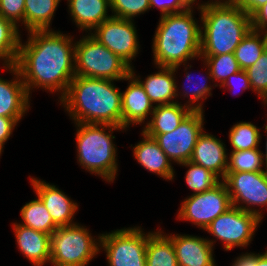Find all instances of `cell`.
I'll list each match as a JSON object with an SVG mask.
<instances>
[{"label": "cell", "mask_w": 267, "mask_h": 266, "mask_svg": "<svg viewBox=\"0 0 267 266\" xmlns=\"http://www.w3.org/2000/svg\"><path fill=\"white\" fill-rule=\"evenodd\" d=\"M25 45L20 41L15 63L25 84L30 90L43 87L52 92L66 94L75 77V43L72 37L50 30L29 31Z\"/></svg>", "instance_id": "cell-1"}, {"label": "cell", "mask_w": 267, "mask_h": 266, "mask_svg": "<svg viewBox=\"0 0 267 266\" xmlns=\"http://www.w3.org/2000/svg\"><path fill=\"white\" fill-rule=\"evenodd\" d=\"M112 82L75 76L60 101L75 123L122 127L121 91Z\"/></svg>", "instance_id": "cell-2"}, {"label": "cell", "mask_w": 267, "mask_h": 266, "mask_svg": "<svg viewBox=\"0 0 267 266\" xmlns=\"http://www.w3.org/2000/svg\"><path fill=\"white\" fill-rule=\"evenodd\" d=\"M200 56L234 53L251 29V17L230 0L201 4ZM204 32V33H203Z\"/></svg>", "instance_id": "cell-3"}, {"label": "cell", "mask_w": 267, "mask_h": 266, "mask_svg": "<svg viewBox=\"0 0 267 266\" xmlns=\"http://www.w3.org/2000/svg\"><path fill=\"white\" fill-rule=\"evenodd\" d=\"M201 29L193 19V10L160 17L153 40L156 66L174 67L200 57Z\"/></svg>", "instance_id": "cell-4"}, {"label": "cell", "mask_w": 267, "mask_h": 266, "mask_svg": "<svg viewBox=\"0 0 267 266\" xmlns=\"http://www.w3.org/2000/svg\"><path fill=\"white\" fill-rule=\"evenodd\" d=\"M77 157L83 168L92 174L113 182L117 175L116 147L113 143L114 130H123V127L107 124L76 123ZM109 130V133L106 132Z\"/></svg>", "instance_id": "cell-5"}, {"label": "cell", "mask_w": 267, "mask_h": 266, "mask_svg": "<svg viewBox=\"0 0 267 266\" xmlns=\"http://www.w3.org/2000/svg\"><path fill=\"white\" fill-rule=\"evenodd\" d=\"M131 67L91 34L75 43V76L124 80Z\"/></svg>", "instance_id": "cell-6"}, {"label": "cell", "mask_w": 267, "mask_h": 266, "mask_svg": "<svg viewBox=\"0 0 267 266\" xmlns=\"http://www.w3.org/2000/svg\"><path fill=\"white\" fill-rule=\"evenodd\" d=\"M89 230L78 224L58 227L50 235V264L53 266H87L100 251V243Z\"/></svg>", "instance_id": "cell-7"}, {"label": "cell", "mask_w": 267, "mask_h": 266, "mask_svg": "<svg viewBox=\"0 0 267 266\" xmlns=\"http://www.w3.org/2000/svg\"><path fill=\"white\" fill-rule=\"evenodd\" d=\"M109 266H146L148 234L141 227L124 228L98 236Z\"/></svg>", "instance_id": "cell-8"}, {"label": "cell", "mask_w": 267, "mask_h": 266, "mask_svg": "<svg viewBox=\"0 0 267 266\" xmlns=\"http://www.w3.org/2000/svg\"><path fill=\"white\" fill-rule=\"evenodd\" d=\"M232 207L230 195L223 181L210 190L192 194L181 205L178 218L191 221L205 230L219 215Z\"/></svg>", "instance_id": "cell-9"}, {"label": "cell", "mask_w": 267, "mask_h": 266, "mask_svg": "<svg viewBox=\"0 0 267 266\" xmlns=\"http://www.w3.org/2000/svg\"><path fill=\"white\" fill-rule=\"evenodd\" d=\"M259 222L261 218L257 215L232 206L213 220L205 231L222 241L228 251L235 246H248Z\"/></svg>", "instance_id": "cell-10"}, {"label": "cell", "mask_w": 267, "mask_h": 266, "mask_svg": "<svg viewBox=\"0 0 267 266\" xmlns=\"http://www.w3.org/2000/svg\"><path fill=\"white\" fill-rule=\"evenodd\" d=\"M222 181L227 187L232 206L263 218L261 211L252 209L250 206H267V170L263 172L226 173ZM240 202L247 206L239 205Z\"/></svg>", "instance_id": "cell-11"}, {"label": "cell", "mask_w": 267, "mask_h": 266, "mask_svg": "<svg viewBox=\"0 0 267 266\" xmlns=\"http://www.w3.org/2000/svg\"><path fill=\"white\" fill-rule=\"evenodd\" d=\"M203 111H191L171 133L157 134L154 139L171 161H190L199 135L203 130Z\"/></svg>", "instance_id": "cell-12"}, {"label": "cell", "mask_w": 267, "mask_h": 266, "mask_svg": "<svg viewBox=\"0 0 267 266\" xmlns=\"http://www.w3.org/2000/svg\"><path fill=\"white\" fill-rule=\"evenodd\" d=\"M134 20L111 16L94 29L91 35L111 52L118 55L125 63L131 66L138 54L139 43Z\"/></svg>", "instance_id": "cell-13"}, {"label": "cell", "mask_w": 267, "mask_h": 266, "mask_svg": "<svg viewBox=\"0 0 267 266\" xmlns=\"http://www.w3.org/2000/svg\"><path fill=\"white\" fill-rule=\"evenodd\" d=\"M30 180L37 197L41 199L57 227L76 224L72 220L78 209L77 203L70 200L55 185L35 178Z\"/></svg>", "instance_id": "cell-14"}, {"label": "cell", "mask_w": 267, "mask_h": 266, "mask_svg": "<svg viewBox=\"0 0 267 266\" xmlns=\"http://www.w3.org/2000/svg\"><path fill=\"white\" fill-rule=\"evenodd\" d=\"M173 243L178 266H216L213 241L190 235H168Z\"/></svg>", "instance_id": "cell-15"}, {"label": "cell", "mask_w": 267, "mask_h": 266, "mask_svg": "<svg viewBox=\"0 0 267 266\" xmlns=\"http://www.w3.org/2000/svg\"><path fill=\"white\" fill-rule=\"evenodd\" d=\"M15 80L0 78V116L13 118L17 123L29 108V95L21 75L15 65L9 66Z\"/></svg>", "instance_id": "cell-16"}, {"label": "cell", "mask_w": 267, "mask_h": 266, "mask_svg": "<svg viewBox=\"0 0 267 266\" xmlns=\"http://www.w3.org/2000/svg\"><path fill=\"white\" fill-rule=\"evenodd\" d=\"M224 145L214 135L203 131L197 139L190 161L203 166L223 180L228 167V156Z\"/></svg>", "instance_id": "cell-17"}, {"label": "cell", "mask_w": 267, "mask_h": 266, "mask_svg": "<svg viewBox=\"0 0 267 266\" xmlns=\"http://www.w3.org/2000/svg\"><path fill=\"white\" fill-rule=\"evenodd\" d=\"M124 80H129L128 88L121 92L122 127L124 130L130 124H141L155 108L140 82L130 73Z\"/></svg>", "instance_id": "cell-18"}, {"label": "cell", "mask_w": 267, "mask_h": 266, "mask_svg": "<svg viewBox=\"0 0 267 266\" xmlns=\"http://www.w3.org/2000/svg\"><path fill=\"white\" fill-rule=\"evenodd\" d=\"M19 250L34 265L43 266L50 262V235L30 227L13 223Z\"/></svg>", "instance_id": "cell-19"}, {"label": "cell", "mask_w": 267, "mask_h": 266, "mask_svg": "<svg viewBox=\"0 0 267 266\" xmlns=\"http://www.w3.org/2000/svg\"><path fill=\"white\" fill-rule=\"evenodd\" d=\"M178 67L159 66L160 71L149 75L145 81H141V78L139 79L134 75L135 72L132 67L130 73L140 82L152 103L157 104L158 102L157 105H166L176 103L174 102V98L178 96V87L174 79V74ZM171 99L173 100L171 101Z\"/></svg>", "instance_id": "cell-20"}, {"label": "cell", "mask_w": 267, "mask_h": 266, "mask_svg": "<svg viewBox=\"0 0 267 266\" xmlns=\"http://www.w3.org/2000/svg\"><path fill=\"white\" fill-rule=\"evenodd\" d=\"M144 139L133 147V155L140 165L146 170L161 176L166 180H173L174 169L171 160L164 151L159 147L157 141L141 133Z\"/></svg>", "instance_id": "cell-21"}, {"label": "cell", "mask_w": 267, "mask_h": 266, "mask_svg": "<svg viewBox=\"0 0 267 266\" xmlns=\"http://www.w3.org/2000/svg\"><path fill=\"white\" fill-rule=\"evenodd\" d=\"M192 110L187 104L178 102L166 105H156L151 120L143 129V133L154 138L157 134L171 133Z\"/></svg>", "instance_id": "cell-22"}, {"label": "cell", "mask_w": 267, "mask_h": 266, "mask_svg": "<svg viewBox=\"0 0 267 266\" xmlns=\"http://www.w3.org/2000/svg\"><path fill=\"white\" fill-rule=\"evenodd\" d=\"M68 2L73 21L80 30L91 31L111 17L107 15L110 0H68Z\"/></svg>", "instance_id": "cell-23"}, {"label": "cell", "mask_w": 267, "mask_h": 266, "mask_svg": "<svg viewBox=\"0 0 267 266\" xmlns=\"http://www.w3.org/2000/svg\"><path fill=\"white\" fill-rule=\"evenodd\" d=\"M146 266H178L173 243L161 231L148 233Z\"/></svg>", "instance_id": "cell-24"}, {"label": "cell", "mask_w": 267, "mask_h": 266, "mask_svg": "<svg viewBox=\"0 0 267 266\" xmlns=\"http://www.w3.org/2000/svg\"><path fill=\"white\" fill-rule=\"evenodd\" d=\"M61 0H25L24 25L29 31L49 30Z\"/></svg>", "instance_id": "cell-25"}, {"label": "cell", "mask_w": 267, "mask_h": 266, "mask_svg": "<svg viewBox=\"0 0 267 266\" xmlns=\"http://www.w3.org/2000/svg\"><path fill=\"white\" fill-rule=\"evenodd\" d=\"M250 29L234 51V56L242 70L248 69L267 49V33ZM263 38L261 39L262 36Z\"/></svg>", "instance_id": "cell-26"}, {"label": "cell", "mask_w": 267, "mask_h": 266, "mask_svg": "<svg viewBox=\"0 0 267 266\" xmlns=\"http://www.w3.org/2000/svg\"><path fill=\"white\" fill-rule=\"evenodd\" d=\"M20 212L23 220L21 225L49 235L58 228L39 197L26 203Z\"/></svg>", "instance_id": "cell-27"}, {"label": "cell", "mask_w": 267, "mask_h": 266, "mask_svg": "<svg viewBox=\"0 0 267 266\" xmlns=\"http://www.w3.org/2000/svg\"><path fill=\"white\" fill-rule=\"evenodd\" d=\"M17 29L12 22L0 15V58L4 60L5 69L15 65L18 57L21 39Z\"/></svg>", "instance_id": "cell-28"}, {"label": "cell", "mask_w": 267, "mask_h": 266, "mask_svg": "<svg viewBox=\"0 0 267 266\" xmlns=\"http://www.w3.org/2000/svg\"><path fill=\"white\" fill-rule=\"evenodd\" d=\"M200 58H204V63L209 68L207 70L209 71L207 72V78H209V80H216V82H220L221 85L229 76L241 70L239 63L234 56V53L214 56H200Z\"/></svg>", "instance_id": "cell-29"}, {"label": "cell", "mask_w": 267, "mask_h": 266, "mask_svg": "<svg viewBox=\"0 0 267 266\" xmlns=\"http://www.w3.org/2000/svg\"><path fill=\"white\" fill-rule=\"evenodd\" d=\"M251 122H239L230 129L229 141L233 147L232 151H244L259 149L261 134Z\"/></svg>", "instance_id": "cell-30"}, {"label": "cell", "mask_w": 267, "mask_h": 266, "mask_svg": "<svg viewBox=\"0 0 267 266\" xmlns=\"http://www.w3.org/2000/svg\"><path fill=\"white\" fill-rule=\"evenodd\" d=\"M259 149L231 151L226 173L263 172L264 160Z\"/></svg>", "instance_id": "cell-31"}, {"label": "cell", "mask_w": 267, "mask_h": 266, "mask_svg": "<svg viewBox=\"0 0 267 266\" xmlns=\"http://www.w3.org/2000/svg\"><path fill=\"white\" fill-rule=\"evenodd\" d=\"M181 165L189 167L185 180L189 188L192 189L193 194L210 190L220 182V179L215 174L203 166L191 161L181 163Z\"/></svg>", "instance_id": "cell-32"}, {"label": "cell", "mask_w": 267, "mask_h": 266, "mask_svg": "<svg viewBox=\"0 0 267 266\" xmlns=\"http://www.w3.org/2000/svg\"><path fill=\"white\" fill-rule=\"evenodd\" d=\"M246 72L252 90L267 104V49Z\"/></svg>", "instance_id": "cell-33"}, {"label": "cell", "mask_w": 267, "mask_h": 266, "mask_svg": "<svg viewBox=\"0 0 267 266\" xmlns=\"http://www.w3.org/2000/svg\"><path fill=\"white\" fill-rule=\"evenodd\" d=\"M110 9L114 17L133 20V17L150 9L149 0H110Z\"/></svg>", "instance_id": "cell-34"}, {"label": "cell", "mask_w": 267, "mask_h": 266, "mask_svg": "<svg viewBox=\"0 0 267 266\" xmlns=\"http://www.w3.org/2000/svg\"><path fill=\"white\" fill-rule=\"evenodd\" d=\"M25 0H0V15L12 22L16 27L17 23H24Z\"/></svg>", "instance_id": "cell-35"}, {"label": "cell", "mask_w": 267, "mask_h": 266, "mask_svg": "<svg viewBox=\"0 0 267 266\" xmlns=\"http://www.w3.org/2000/svg\"><path fill=\"white\" fill-rule=\"evenodd\" d=\"M191 75H190V73L189 72H187L186 73V79L188 80V82H190L191 83ZM203 77H201V79H202ZM204 80H205V84H204V82H203V80L201 81V82H203V84L201 85H199V83H196V82H193L192 84V86H194V85H196V86H198V89H193V90H191V93L190 94H188L189 93V91H187V92H185L183 95L184 96H188V97H190V99H189V104L187 105L192 111L193 110H198V111H203V104H202V102L201 103H197V105L195 104V102H197V101H199L200 99L202 100H204V99H207V96L208 95H211V92H210V90L212 89L211 88V86H209V85H207V83H206V81H207V78H203ZM185 86V85H184ZM190 88H191V85H189L188 86V89L190 90ZM186 91V90H185ZM195 104V106H193Z\"/></svg>", "instance_id": "cell-36"}, {"label": "cell", "mask_w": 267, "mask_h": 266, "mask_svg": "<svg viewBox=\"0 0 267 266\" xmlns=\"http://www.w3.org/2000/svg\"><path fill=\"white\" fill-rule=\"evenodd\" d=\"M150 1V9L152 7H158L161 11V16L180 13L186 11L189 5L185 2V0H149Z\"/></svg>", "instance_id": "cell-37"}, {"label": "cell", "mask_w": 267, "mask_h": 266, "mask_svg": "<svg viewBox=\"0 0 267 266\" xmlns=\"http://www.w3.org/2000/svg\"><path fill=\"white\" fill-rule=\"evenodd\" d=\"M233 79H236V81L238 80L237 81L238 84H239L238 87L242 88V90L243 89L246 90V89H249V88L251 89V85H250V81L248 79L247 72H246V70H242V69L240 71H238L237 73L232 74L231 76H229L226 79V81L222 85H219V86L220 87H224V88L228 86V88L230 87L229 89L234 88L235 87L234 85L236 83L234 84V80Z\"/></svg>", "instance_id": "cell-38"}, {"label": "cell", "mask_w": 267, "mask_h": 266, "mask_svg": "<svg viewBox=\"0 0 267 266\" xmlns=\"http://www.w3.org/2000/svg\"><path fill=\"white\" fill-rule=\"evenodd\" d=\"M267 3L251 16V29L267 33ZM263 30V31H262Z\"/></svg>", "instance_id": "cell-39"}, {"label": "cell", "mask_w": 267, "mask_h": 266, "mask_svg": "<svg viewBox=\"0 0 267 266\" xmlns=\"http://www.w3.org/2000/svg\"><path fill=\"white\" fill-rule=\"evenodd\" d=\"M17 122L13 118H7L0 116V144L4 145L10 138L14 127Z\"/></svg>", "instance_id": "cell-40"}, {"label": "cell", "mask_w": 267, "mask_h": 266, "mask_svg": "<svg viewBox=\"0 0 267 266\" xmlns=\"http://www.w3.org/2000/svg\"><path fill=\"white\" fill-rule=\"evenodd\" d=\"M239 6L250 17L265 3L267 0H230Z\"/></svg>", "instance_id": "cell-41"}, {"label": "cell", "mask_w": 267, "mask_h": 266, "mask_svg": "<svg viewBox=\"0 0 267 266\" xmlns=\"http://www.w3.org/2000/svg\"><path fill=\"white\" fill-rule=\"evenodd\" d=\"M232 266H256V254L245 253L237 257Z\"/></svg>", "instance_id": "cell-42"}, {"label": "cell", "mask_w": 267, "mask_h": 266, "mask_svg": "<svg viewBox=\"0 0 267 266\" xmlns=\"http://www.w3.org/2000/svg\"><path fill=\"white\" fill-rule=\"evenodd\" d=\"M256 266H267V250L264 254H256Z\"/></svg>", "instance_id": "cell-43"}, {"label": "cell", "mask_w": 267, "mask_h": 266, "mask_svg": "<svg viewBox=\"0 0 267 266\" xmlns=\"http://www.w3.org/2000/svg\"><path fill=\"white\" fill-rule=\"evenodd\" d=\"M266 131H267V125H265V132ZM266 140H267V138H266ZM265 147H266V152H265V154H262V156H263V160H265L264 164H265V167H266V170H267V141H266V146ZM264 157H265V159H264Z\"/></svg>", "instance_id": "cell-44"}, {"label": "cell", "mask_w": 267, "mask_h": 266, "mask_svg": "<svg viewBox=\"0 0 267 266\" xmlns=\"http://www.w3.org/2000/svg\"><path fill=\"white\" fill-rule=\"evenodd\" d=\"M196 0H185V2L189 5V7H192L193 3L195 2ZM216 2H219V0H216Z\"/></svg>", "instance_id": "cell-45"}, {"label": "cell", "mask_w": 267, "mask_h": 266, "mask_svg": "<svg viewBox=\"0 0 267 266\" xmlns=\"http://www.w3.org/2000/svg\"><path fill=\"white\" fill-rule=\"evenodd\" d=\"M3 145L0 144V155L2 153Z\"/></svg>", "instance_id": "cell-46"}]
</instances>
